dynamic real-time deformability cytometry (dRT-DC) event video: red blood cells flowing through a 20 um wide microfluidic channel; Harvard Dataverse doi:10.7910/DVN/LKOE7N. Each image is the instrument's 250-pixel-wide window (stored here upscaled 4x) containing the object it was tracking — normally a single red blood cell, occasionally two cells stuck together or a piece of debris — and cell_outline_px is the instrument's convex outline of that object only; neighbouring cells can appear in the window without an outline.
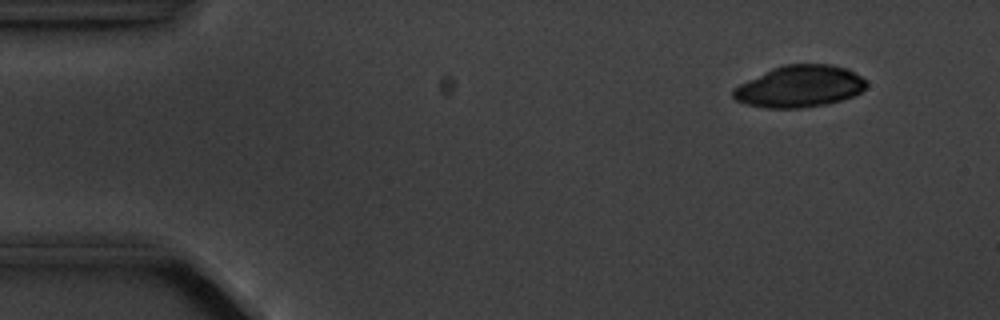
{"species": "common noctule bat (a hibernating species)", "species_latin": "Nyctalus noctula", "temperature_condition": "cold", "stored_images_in_passage": 6, "camera_frame_rate_fps": 3000, "um_per_image_px": 0.085, "animal": {"sex": "male", "body_mass_g": 20.1, "forearm_length_mm": 53.5}, "frame": {"image": 1, "passage_image": 2, "time_ms": 1.0, "image_size_px": [1000, 320], "cell_outline_px": [[868, 84], [860, 92], [852, 96], [828, 104], [800, 108], [764, 108], [748, 104], [736, 100], [732, 96], [732, 88], [772, 68], [784, 64], [832, 64], [848, 68], [860, 76]], "centroid_in_image_um": [67.96, 7.34], "position_along_channel_um": 17.0, "area_um2": 32.37}}